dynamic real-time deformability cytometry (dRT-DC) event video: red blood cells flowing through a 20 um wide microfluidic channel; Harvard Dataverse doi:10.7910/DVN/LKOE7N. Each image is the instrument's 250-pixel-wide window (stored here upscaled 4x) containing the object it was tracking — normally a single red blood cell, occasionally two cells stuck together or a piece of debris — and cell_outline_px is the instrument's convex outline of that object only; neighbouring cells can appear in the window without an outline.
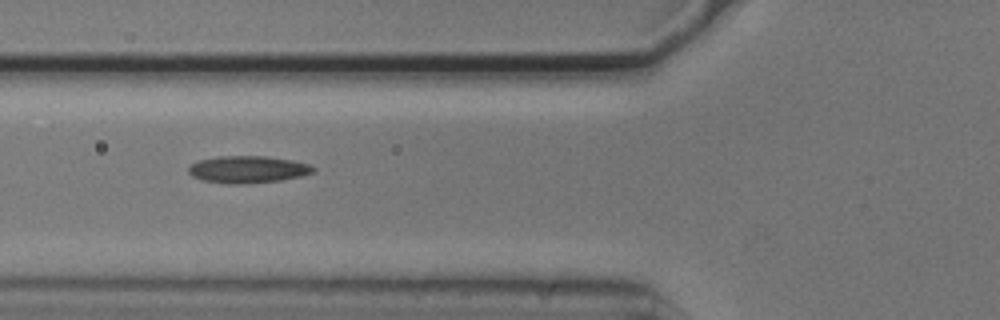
{"species": "common noctule bat (a hibernating species)", "species_latin": "Nyctalus noctula", "temperature_condition": "cold", "stored_images_in_passage": 6, "camera_frame_rate_fps": 3000, "um_per_image_px": 0.085, "animal": {"sex": "male", "body_mass_g": 20.5, "forearm_length_mm": 52.5}, "frame": {"image": 1, "passage_image": 5, "time_ms": 1.333, "image_size_px": [1000, 320], "cell_outline_px": [[316, 168], [312, 172], [300, 176], [280, 180], [244, 184], [228, 184], [200, 180], [192, 176], [188, 172], [188, 168], [196, 160], [220, 156], [264, 156], [292, 160], [308, 164]], "centroid_in_image_um": [21.01, 14.4], "position_along_channel_um": 104.8, "area_um2": 19.71}}
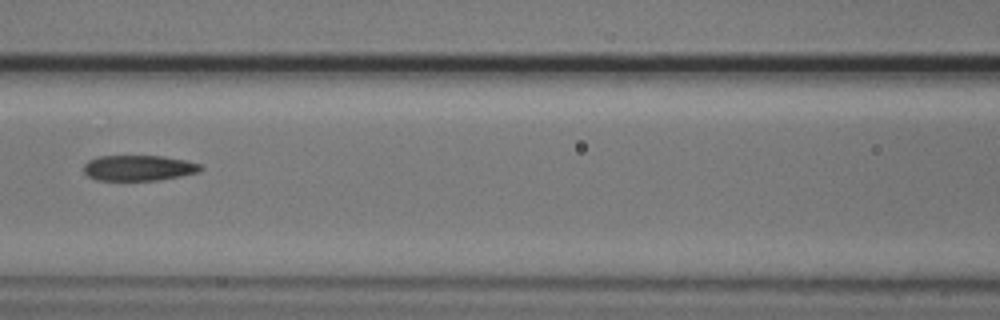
{"frame": {"image": 2, "passage_image": 6, "time_ms": 1.667, "image_size_px": [1000, 320], "cell_outline_px": [[204, 168], [200, 172], [180, 176], [156, 180], [96, 180], [88, 176], [84, 172], [84, 164], [88, 160], [96, 156], [164, 156], [184, 160], [200, 164]], "centroid_in_image_um": [11.78, 14.27], "position_along_channel_um": 154.8, "area_um2": 17.46}}